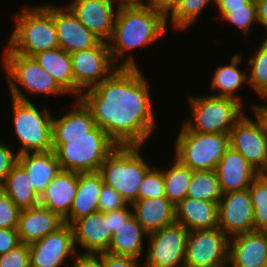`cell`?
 Wrapping results in <instances>:
<instances>
[{
	"label": "cell",
	"mask_w": 267,
	"mask_h": 267,
	"mask_svg": "<svg viewBox=\"0 0 267 267\" xmlns=\"http://www.w3.org/2000/svg\"><path fill=\"white\" fill-rule=\"evenodd\" d=\"M175 219L188 231L218 228V202L186 197L175 206Z\"/></svg>",
	"instance_id": "603a6c76"
},
{
	"label": "cell",
	"mask_w": 267,
	"mask_h": 267,
	"mask_svg": "<svg viewBox=\"0 0 267 267\" xmlns=\"http://www.w3.org/2000/svg\"><path fill=\"white\" fill-rule=\"evenodd\" d=\"M267 237L253 230L229 238L228 267H265Z\"/></svg>",
	"instance_id": "d6986e66"
},
{
	"label": "cell",
	"mask_w": 267,
	"mask_h": 267,
	"mask_svg": "<svg viewBox=\"0 0 267 267\" xmlns=\"http://www.w3.org/2000/svg\"><path fill=\"white\" fill-rule=\"evenodd\" d=\"M20 211L11 198L0 189V228H17Z\"/></svg>",
	"instance_id": "f35d334b"
},
{
	"label": "cell",
	"mask_w": 267,
	"mask_h": 267,
	"mask_svg": "<svg viewBox=\"0 0 267 267\" xmlns=\"http://www.w3.org/2000/svg\"><path fill=\"white\" fill-rule=\"evenodd\" d=\"M256 54L247 60L250 66L248 84L259 97L267 96V38L260 42Z\"/></svg>",
	"instance_id": "e575fe53"
},
{
	"label": "cell",
	"mask_w": 267,
	"mask_h": 267,
	"mask_svg": "<svg viewBox=\"0 0 267 267\" xmlns=\"http://www.w3.org/2000/svg\"><path fill=\"white\" fill-rule=\"evenodd\" d=\"M54 24L60 48L69 54L95 47L101 41L65 4L54 5Z\"/></svg>",
	"instance_id": "e0dca14e"
},
{
	"label": "cell",
	"mask_w": 267,
	"mask_h": 267,
	"mask_svg": "<svg viewBox=\"0 0 267 267\" xmlns=\"http://www.w3.org/2000/svg\"><path fill=\"white\" fill-rule=\"evenodd\" d=\"M114 1L119 4H131V3L141 2V0H114Z\"/></svg>",
	"instance_id": "816d5d0a"
},
{
	"label": "cell",
	"mask_w": 267,
	"mask_h": 267,
	"mask_svg": "<svg viewBox=\"0 0 267 267\" xmlns=\"http://www.w3.org/2000/svg\"><path fill=\"white\" fill-rule=\"evenodd\" d=\"M229 146V134L192 132L183 124L174 158L192 171L215 170Z\"/></svg>",
	"instance_id": "ba28073f"
},
{
	"label": "cell",
	"mask_w": 267,
	"mask_h": 267,
	"mask_svg": "<svg viewBox=\"0 0 267 267\" xmlns=\"http://www.w3.org/2000/svg\"><path fill=\"white\" fill-rule=\"evenodd\" d=\"M191 116L184 124L192 132L224 133L230 130L245 114L240 101L222 96H188Z\"/></svg>",
	"instance_id": "52a82bcc"
},
{
	"label": "cell",
	"mask_w": 267,
	"mask_h": 267,
	"mask_svg": "<svg viewBox=\"0 0 267 267\" xmlns=\"http://www.w3.org/2000/svg\"><path fill=\"white\" fill-rule=\"evenodd\" d=\"M265 173H267V160H266V166H265Z\"/></svg>",
	"instance_id": "11a10c76"
},
{
	"label": "cell",
	"mask_w": 267,
	"mask_h": 267,
	"mask_svg": "<svg viewBox=\"0 0 267 267\" xmlns=\"http://www.w3.org/2000/svg\"><path fill=\"white\" fill-rule=\"evenodd\" d=\"M229 144L260 174L265 173L267 136L256 119L254 121L244 114L230 130Z\"/></svg>",
	"instance_id": "5bb4252c"
},
{
	"label": "cell",
	"mask_w": 267,
	"mask_h": 267,
	"mask_svg": "<svg viewBox=\"0 0 267 267\" xmlns=\"http://www.w3.org/2000/svg\"><path fill=\"white\" fill-rule=\"evenodd\" d=\"M0 267H30V248L28 244L18 246L0 255Z\"/></svg>",
	"instance_id": "ab89813d"
},
{
	"label": "cell",
	"mask_w": 267,
	"mask_h": 267,
	"mask_svg": "<svg viewBox=\"0 0 267 267\" xmlns=\"http://www.w3.org/2000/svg\"><path fill=\"white\" fill-rule=\"evenodd\" d=\"M261 99L265 100L267 102V97L266 96H262L260 97ZM253 113H254V117L255 119L260 123L263 133L267 136V104L265 105H257V104H253L250 105Z\"/></svg>",
	"instance_id": "c3c4849f"
},
{
	"label": "cell",
	"mask_w": 267,
	"mask_h": 267,
	"mask_svg": "<svg viewBox=\"0 0 267 267\" xmlns=\"http://www.w3.org/2000/svg\"><path fill=\"white\" fill-rule=\"evenodd\" d=\"M127 205L126 207L108 212V224L111 233L113 234L122 224H125L126 221L133 215V209Z\"/></svg>",
	"instance_id": "f6af8a7d"
},
{
	"label": "cell",
	"mask_w": 267,
	"mask_h": 267,
	"mask_svg": "<svg viewBox=\"0 0 267 267\" xmlns=\"http://www.w3.org/2000/svg\"><path fill=\"white\" fill-rule=\"evenodd\" d=\"M211 3L215 5L216 0H180L175 10L167 17V22L170 21L173 29L177 31L186 30L192 27L203 9Z\"/></svg>",
	"instance_id": "836d02e7"
},
{
	"label": "cell",
	"mask_w": 267,
	"mask_h": 267,
	"mask_svg": "<svg viewBox=\"0 0 267 267\" xmlns=\"http://www.w3.org/2000/svg\"><path fill=\"white\" fill-rule=\"evenodd\" d=\"M148 234L132 215L125 224H122L112 236L110 246L106 252L140 259L144 253V239Z\"/></svg>",
	"instance_id": "4316f807"
},
{
	"label": "cell",
	"mask_w": 267,
	"mask_h": 267,
	"mask_svg": "<svg viewBox=\"0 0 267 267\" xmlns=\"http://www.w3.org/2000/svg\"><path fill=\"white\" fill-rule=\"evenodd\" d=\"M63 224V218L41 205L22 209L17 227L19 240L21 243L30 245L56 231Z\"/></svg>",
	"instance_id": "44dd1931"
},
{
	"label": "cell",
	"mask_w": 267,
	"mask_h": 267,
	"mask_svg": "<svg viewBox=\"0 0 267 267\" xmlns=\"http://www.w3.org/2000/svg\"><path fill=\"white\" fill-rule=\"evenodd\" d=\"M222 193L248 189L260 174L235 149L228 147L215 169Z\"/></svg>",
	"instance_id": "ffe728a7"
},
{
	"label": "cell",
	"mask_w": 267,
	"mask_h": 267,
	"mask_svg": "<svg viewBox=\"0 0 267 267\" xmlns=\"http://www.w3.org/2000/svg\"><path fill=\"white\" fill-rule=\"evenodd\" d=\"M72 262V267H104L103 252L98 254L78 253Z\"/></svg>",
	"instance_id": "bcb514c9"
},
{
	"label": "cell",
	"mask_w": 267,
	"mask_h": 267,
	"mask_svg": "<svg viewBox=\"0 0 267 267\" xmlns=\"http://www.w3.org/2000/svg\"><path fill=\"white\" fill-rule=\"evenodd\" d=\"M258 24L266 29L267 38V0H254Z\"/></svg>",
	"instance_id": "681fc988"
},
{
	"label": "cell",
	"mask_w": 267,
	"mask_h": 267,
	"mask_svg": "<svg viewBox=\"0 0 267 267\" xmlns=\"http://www.w3.org/2000/svg\"><path fill=\"white\" fill-rule=\"evenodd\" d=\"M179 1L180 0H141L144 5L161 12L166 18L175 10Z\"/></svg>",
	"instance_id": "7dc6e473"
},
{
	"label": "cell",
	"mask_w": 267,
	"mask_h": 267,
	"mask_svg": "<svg viewBox=\"0 0 267 267\" xmlns=\"http://www.w3.org/2000/svg\"><path fill=\"white\" fill-rule=\"evenodd\" d=\"M218 12L221 15L220 18L233 24L246 35H248L255 22L258 24L254 0H250L243 7L218 8Z\"/></svg>",
	"instance_id": "8d00e7d4"
},
{
	"label": "cell",
	"mask_w": 267,
	"mask_h": 267,
	"mask_svg": "<svg viewBox=\"0 0 267 267\" xmlns=\"http://www.w3.org/2000/svg\"><path fill=\"white\" fill-rule=\"evenodd\" d=\"M250 0H216V8H237L243 7Z\"/></svg>",
	"instance_id": "f907efd6"
},
{
	"label": "cell",
	"mask_w": 267,
	"mask_h": 267,
	"mask_svg": "<svg viewBox=\"0 0 267 267\" xmlns=\"http://www.w3.org/2000/svg\"><path fill=\"white\" fill-rule=\"evenodd\" d=\"M143 146H117L104 160L99 173L129 204L138 200V189L151 168L140 153Z\"/></svg>",
	"instance_id": "5b68a950"
},
{
	"label": "cell",
	"mask_w": 267,
	"mask_h": 267,
	"mask_svg": "<svg viewBox=\"0 0 267 267\" xmlns=\"http://www.w3.org/2000/svg\"><path fill=\"white\" fill-rule=\"evenodd\" d=\"M104 267H144L139 259L103 252Z\"/></svg>",
	"instance_id": "7bdbcfd3"
},
{
	"label": "cell",
	"mask_w": 267,
	"mask_h": 267,
	"mask_svg": "<svg viewBox=\"0 0 267 267\" xmlns=\"http://www.w3.org/2000/svg\"><path fill=\"white\" fill-rule=\"evenodd\" d=\"M11 100L14 131L21 143L17 154L52 151L53 114L30 101Z\"/></svg>",
	"instance_id": "9c48e42d"
},
{
	"label": "cell",
	"mask_w": 267,
	"mask_h": 267,
	"mask_svg": "<svg viewBox=\"0 0 267 267\" xmlns=\"http://www.w3.org/2000/svg\"><path fill=\"white\" fill-rule=\"evenodd\" d=\"M229 238L220 228L188 231L184 267H228Z\"/></svg>",
	"instance_id": "8fae6325"
},
{
	"label": "cell",
	"mask_w": 267,
	"mask_h": 267,
	"mask_svg": "<svg viewBox=\"0 0 267 267\" xmlns=\"http://www.w3.org/2000/svg\"><path fill=\"white\" fill-rule=\"evenodd\" d=\"M254 210L255 230L267 225V180L259 174L248 188Z\"/></svg>",
	"instance_id": "d590c367"
},
{
	"label": "cell",
	"mask_w": 267,
	"mask_h": 267,
	"mask_svg": "<svg viewBox=\"0 0 267 267\" xmlns=\"http://www.w3.org/2000/svg\"><path fill=\"white\" fill-rule=\"evenodd\" d=\"M33 57L68 95L74 96V77L69 53L57 47L39 52Z\"/></svg>",
	"instance_id": "f546056e"
},
{
	"label": "cell",
	"mask_w": 267,
	"mask_h": 267,
	"mask_svg": "<svg viewBox=\"0 0 267 267\" xmlns=\"http://www.w3.org/2000/svg\"><path fill=\"white\" fill-rule=\"evenodd\" d=\"M131 206L133 215L147 234L176 222L175 205L167 197L137 200Z\"/></svg>",
	"instance_id": "d4e9b609"
},
{
	"label": "cell",
	"mask_w": 267,
	"mask_h": 267,
	"mask_svg": "<svg viewBox=\"0 0 267 267\" xmlns=\"http://www.w3.org/2000/svg\"><path fill=\"white\" fill-rule=\"evenodd\" d=\"M65 5L101 41H109L113 33L119 3L114 0H72ZM115 5H117V10H115Z\"/></svg>",
	"instance_id": "2e32d148"
},
{
	"label": "cell",
	"mask_w": 267,
	"mask_h": 267,
	"mask_svg": "<svg viewBox=\"0 0 267 267\" xmlns=\"http://www.w3.org/2000/svg\"><path fill=\"white\" fill-rule=\"evenodd\" d=\"M17 228H0V255L20 244Z\"/></svg>",
	"instance_id": "ee69618b"
},
{
	"label": "cell",
	"mask_w": 267,
	"mask_h": 267,
	"mask_svg": "<svg viewBox=\"0 0 267 267\" xmlns=\"http://www.w3.org/2000/svg\"><path fill=\"white\" fill-rule=\"evenodd\" d=\"M261 175L267 180V173H261Z\"/></svg>",
	"instance_id": "db71d44e"
},
{
	"label": "cell",
	"mask_w": 267,
	"mask_h": 267,
	"mask_svg": "<svg viewBox=\"0 0 267 267\" xmlns=\"http://www.w3.org/2000/svg\"><path fill=\"white\" fill-rule=\"evenodd\" d=\"M264 235L267 237V225L261 230Z\"/></svg>",
	"instance_id": "f5cc1de1"
},
{
	"label": "cell",
	"mask_w": 267,
	"mask_h": 267,
	"mask_svg": "<svg viewBox=\"0 0 267 267\" xmlns=\"http://www.w3.org/2000/svg\"><path fill=\"white\" fill-rule=\"evenodd\" d=\"M168 170H163L165 196L176 206L186 198L192 170L181 164L176 158Z\"/></svg>",
	"instance_id": "1f68e13d"
},
{
	"label": "cell",
	"mask_w": 267,
	"mask_h": 267,
	"mask_svg": "<svg viewBox=\"0 0 267 267\" xmlns=\"http://www.w3.org/2000/svg\"><path fill=\"white\" fill-rule=\"evenodd\" d=\"M30 183L26 170L17 162L0 184V189L20 210L28 209L40 205V197Z\"/></svg>",
	"instance_id": "4dcf8cb0"
},
{
	"label": "cell",
	"mask_w": 267,
	"mask_h": 267,
	"mask_svg": "<svg viewBox=\"0 0 267 267\" xmlns=\"http://www.w3.org/2000/svg\"><path fill=\"white\" fill-rule=\"evenodd\" d=\"M167 18L142 2L120 4L115 25L108 41L111 58L117 67L137 68L131 50L156 42L168 32ZM130 53L129 55H124Z\"/></svg>",
	"instance_id": "7a4b0ae2"
},
{
	"label": "cell",
	"mask_w": 267,
	"mask_h": 267,
	"mask_svg": "<svg viewBox=\"0 0 267 267\" xmlns=\"http://www.w3.org/2000/svg\"><path fill=\"white\" fill-rule=\"evenodd\" d=\"M75 246L77 244L85 250L82 253L106 252L110 246L112 236L108 224V212L100 211L79 218L72 224Z\"/></svg>",
	"instance_id": "ac0fdd59"
},
{
	"label": "cell",
	"mask_w": 267,
	"mask_h": 267,
	"mask_svg": "<svg viewBox=\"0 0 267 267\" xmlns=\"http://www.w3.org/2000/svg\"><path fill=\"white\" fill-rule=\"evenodd\" d=\"M103 184V178L99 172L78 173L76 196L64 223L72 225L79 218L99 211V194Z\"/></svg>",
	"instance_id": "484cf974"
},
{
	"label": "cell",
	"mask_w": 267,
	"mask_h": 267,
	"mask_svg": "<svg viewBox=\"0 0 267 267\" xmlns=\"http://www.w3.org/2000/svg\"><path fill=\"white\" fill-rule=\"evenodd\" d=\"M74 77V97L100 84L117 66L111 58L108 42L100 41L95 47L70 54Z\"/></svg>",
	"instance_id": "30bf717a"
},
{
	"label": "cell",
	"mask_w": 267,
	"mask_h": 267,
	"mask_svg": "<svg viewBox=\"0 0 267 267\" xmlns=\"http://www.w3.org/2000/svg\"><path fill=\"white\" fill-rule=\"evenodd\" d=\"M2 63L0 66L8 81L10 95L14 99L30 101L21 88L31 95H68L34 57L3 53Z\"/></svg>",
	"instance_id": "8992f818"
},
{
	"label": "cell",
	"mask_w": 267,
	"mask_h": 267,
	"mask_svg": "<svg viewBox=\"0 0 267 267\" xmlns=\"http://www.w3.org/2000/svg\"><path fill=\"white\" fill-rule=\"evenodd\" d=\"M147 80L139 67H117L79 97L117 146H143L156 128Z\"/></svg>",
	"instance_id": "6da1fadb"
},
{
	"label": "cell",
	"mask_w": 267,
	"mask_h": 267,
	"mask_svg": "<svg viewBox=\"0 0 267 267\" xmlns=\"http://www.w3.org/2000/svg\"><path fill=\"white\" fill-rule=\"evenodd\" d=\"M242 54L236 53L232 56L230 64L217 65L214 70V76L211 79V90L220 91L216 94H211L214 96L230 97L240 101L242 104L243 97L237 95V91L246 83H248V73L246 70H240L238 68L239 64L242 63ZM236 93V94H235Z\"/></svg>",
	"instance_id": "83f0119b"
},
{
	"label": "cell",
	"mask_w": 267,
	"mask_h": 267,
	"mask_svg": "<svg viewBox=\"0 0 267 267\" xmlns=\"http://www.w3.org/2000/svg\"><path fill=\"white\" fill-rule=\"evenodd\" d=\"M223 193L215 170L192 171L187 189L188 198L219 202Z\"/></svg>",
	"instance_id": "d6a6232c"
},
{
	"label": "cell",
	"mask_w": 267,
	"mask_h": 267,
	"mask_svg": "<svg viewBox=\"0 0 267 267\" xmlns=\"http://www.w3.org/2000/svg\"><path fill=\"white\" fill-rule=\"evenodd\" d=\"M72 106L63 116L53 117L52 137H84L96 126L91 111L80 99Z\"/></svg>",
	"instance_id": "f1b7e54d"
},
{
	"label": "cell",
	"mask_w": 267,
	"mask_h": 267,
	"mask_svg": "<svg viewBox=\"0 0 267 267\" xmlns=\"http://www.w3.org/2000/svg\"><path fill=\"white\" fill-rule=\"evenodd\" d=\"M13 13L15 27L4 47V53L33 57L35 54L60 47L54 24V5H26Z\"/></svg>",
	"instance_id": "3957f363"
},
{
	"label": "cell",
	"mask_w": 267,
	"mask_h": 267,
	"mask_svg": "<svg viewBox=\"0 0 267 267\" xmlns=\"http://www.w3.org/2000/svg\"><path fill=\"white\" fill-rule=\"evenodd\" d=\"M78 188V172L60 170L40 197V205L65 219Z\"/></svg>",
	"instance_id": "7402d4cb"
},
{
	"label": "cell",
	"mask_w": 267,
	"mask_h": 267,
	"mask_svg": "<svg viewBox=\"0 0 267 267\" xmlns=\"http://www.w3.org/2000/svg\"><path fill=\"white\" fill-rule=\"evenodd\" d=\"M18 154L12 147L0 141V184L5 180L12 167L17 163Z\"/></svg>",
	"instance_id": "b9f144b4"
},
{
	"label": "cell",
	"mask_w": 267,
	"mask_h": 267,
	"mask_svg": "<svg viewBox=\"0 0 267 267\" xmlns=\"http://www.w3.org/2000/svg\"><path fill=\"white\" fill-rule=\"evenodd\" d=\"M218 228L228 238L255 230L254 210L248 189L222 195L218 202Z\"/></svg>",
	"instance_id": "9a60e30c"
},
{
	"label": "cell",
	"mask_w": 267,
	"mask_h": 267,
	"mask_svg": "<svg viewBox=\"0 0 267 267\" xmlns=\"http://www.w3.org/2000/svg\"><path fill=\"white\" fill-rule=\"evenodd\" d=\"M17 162L26 170L30 184L39 197L61 170L53 150L19 154Z\"/></svg>",
	"instance_id": "cb8c5ba5"
},
{
	"label": "cell",
	"mask_w": 267,
	"mask_h": 267,
	"mask_svg": "<svg viewBox=\"0 0 267 267\" xmlns=\"http://www.w3.org/2000/svg\"><path fill=\"white\" fill-rule=\"evenodd\" d=\"M30 267H61L78 254L72 225L64 223L56 231L29 245Z\"/></svg>",
	"instance_id": "4fadbf2b"
},
{
	"label": "cell",
	"mask_w": 267,
	"mask_h": 267,
	"mask_svg": "<svg viewBox=\"0 0 267 267\" xmlns=\"http://www.w3.org/2000/svg\"><path fill=\"white\" fill-rule=\"evenodd\" d=\"M188 230L175 222L148 234L144 267H184Z\"/></svg>",
	"instance_id": "7c38bea8"
},
{
	"label": "cell",
	"mask_w": 267,
	"mask_h": 267,
	"mask_svg": "<svg viewBox=\"0 0 267 267\" xmlns=\"http://www.w3.org/2000/svg\"><path fill=\"white\" fill-rule=\"evenodd\" d=\"M128 203L112 187L103 184L98 201L99 211L102 213L115 211L126 207Z\"/></svg>",
	"instance_id": "60d3db41"
},
{
	"label": "cell",
	"mask_w": 267,
	"mask_h": 267,
	"mask_svg": "<svg viewBox=\"0 0 267 267\" xmlns=\"http://www.w3.org/2000/svg\"><path fill=\"white\" fill-rule=\"evenodd\" d=\"M161 197H166L163 169L161 171V169L154 165L146 172L143 178L138 189V200Z\"/></svg>",
	"instance_id": "74e56055"
},
{
	"label": "cell",
	"mask_w": 267,
	"mask_h": 267,
	"mask_svg": "<svg viewBox=\"0 0 267 267\" xmlns=\"http://www.w3.org/2000/svg\"><path fill=\"white\" fill-rule=\"evenodd\" d=\"M61 170L78 173L99 172L106 157L117 147L99 126L84 137H52Z\"/></svg>",
	"instance_id": "277c9868"
}]
</instances>
